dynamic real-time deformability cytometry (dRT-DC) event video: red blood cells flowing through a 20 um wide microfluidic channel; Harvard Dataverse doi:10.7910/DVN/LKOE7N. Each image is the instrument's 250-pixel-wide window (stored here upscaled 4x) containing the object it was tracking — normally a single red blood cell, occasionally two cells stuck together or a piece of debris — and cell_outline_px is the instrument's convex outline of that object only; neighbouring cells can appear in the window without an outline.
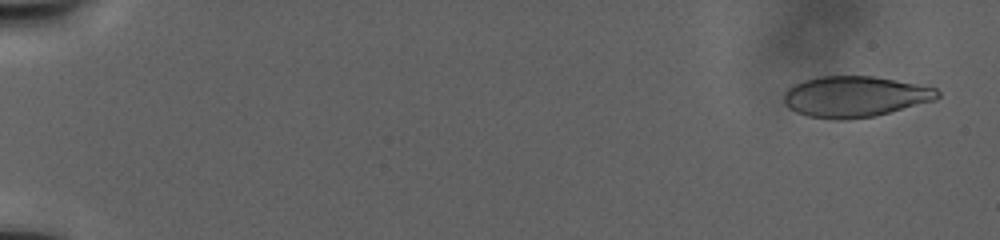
{"species": "human", "species_latin": "Homo sapiens", "temperature_condition": "warm", "stored_images_in_passage": 87, "camera_frame_rate_fps": 3000, "um_per_image_px": 0.085, "donor": {"sex": "male"}, "frame": {"image": 1, "passage_image": 7, "time_ms": 1.333, "image_size_px": [1000, 240], "cell_outline_px": [[940, 96], [936, 100], [876, 116], [844, 120], [836, 120], [808, 116], [796, 112], [788, 108], [784, 104], [784, 92], [788, 88], [804, 80], [820, 76], [872, 76], [936, 88], [940, 92]], "centroid_in_image_um": [72.66, 8.22], "position_along_channel_um": 12.3, "area_um2": 36.65}}
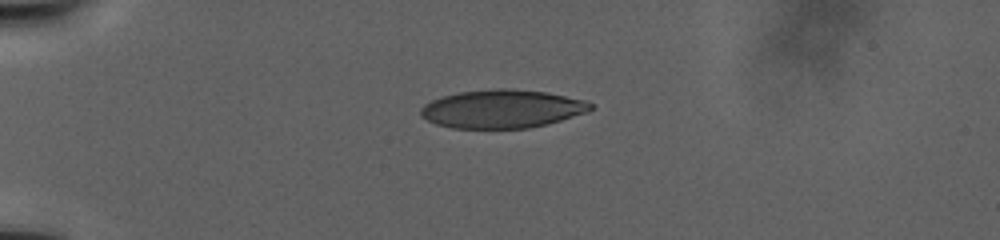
{"frame": {"image": 2, "passage_image": 52, "time_ms": 10.667, "image_size_px": [1000, 240], "cell_outline_px": [[592, 108], [588, 112], [548, 124], [528, 128], [452, 128], [436, 124], [420, 116], [420, 108], [424, 104], [440, 96], [460, 92], [496, 88], [512, 88], [548, 92], [584, 100], [592, 104]], "centroid_in_image_um": [42.67, 9.25], "position_along_channel_um": 42.3, "area_um2": 38.15}}
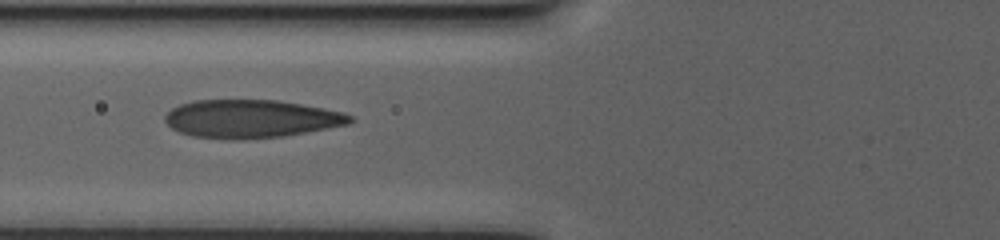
{"frame": {"image": 3, "passage_image": 86, "time_ms": 17.0, "image_size_px": [1000, 240], "cell_outline_px": [[356, 120], [348, 124], [328, 128], [284, 136], [244, 140], [228, 140], [192, 136], [180, 132], [172, 128], [164, 120], [164, 116], [172, 108], [180, 104], [196, 100], [276, 100], [324, 108], [344, 112], [352, 116]], "centroid_in_image_um": [21.34, 10.11], "position_along_channel_um": 104.5, "area_um2": 41.33}}